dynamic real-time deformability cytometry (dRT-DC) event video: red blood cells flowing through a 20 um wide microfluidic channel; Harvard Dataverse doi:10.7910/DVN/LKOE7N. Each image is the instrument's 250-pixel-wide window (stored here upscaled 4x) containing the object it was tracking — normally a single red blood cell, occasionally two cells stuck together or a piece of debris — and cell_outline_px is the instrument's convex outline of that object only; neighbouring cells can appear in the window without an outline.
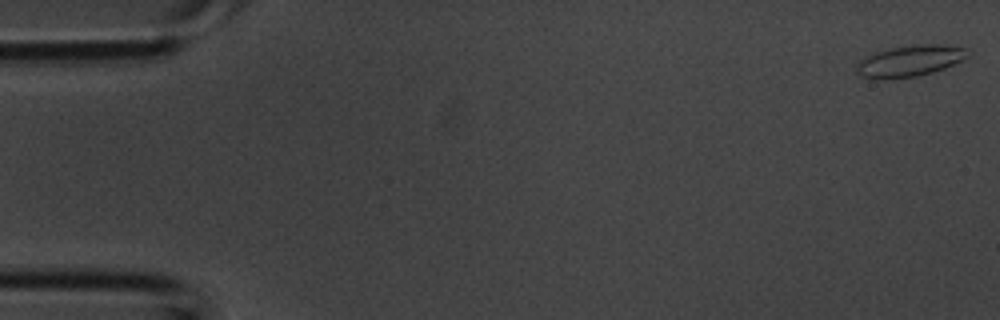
{"species": "common noctule bat (a hibernating species)", "species_latin": "Nyctalus noctula", "temperature_condition": "room temperature", "stored_images_in_passage": 5, "camera_frame_rate_fps": 3000, "um_per_image_px": 0.085, "animal": {"sex": "male", "body_mass_g": 20.1, "forearm_length_mm": 53.5}, "frame": {"image": 1, "passage_image": 1, "time_ms": 0.0, "image_size_px": [1000, 320], "cell_outline_px": [[968, 56], [944, 68], [932, 72], [916, 76], [884, 80], [876, 80], [860, 76], [856, 72], [856, 64], [860, 60], [876, 52], [892, 48], [920, 44], [940, 44], [964, 48]], "centroid_in_image_um": [77.25, 5.2], "position_along_channel_um": 7.7, "area_um2": 20.0}}